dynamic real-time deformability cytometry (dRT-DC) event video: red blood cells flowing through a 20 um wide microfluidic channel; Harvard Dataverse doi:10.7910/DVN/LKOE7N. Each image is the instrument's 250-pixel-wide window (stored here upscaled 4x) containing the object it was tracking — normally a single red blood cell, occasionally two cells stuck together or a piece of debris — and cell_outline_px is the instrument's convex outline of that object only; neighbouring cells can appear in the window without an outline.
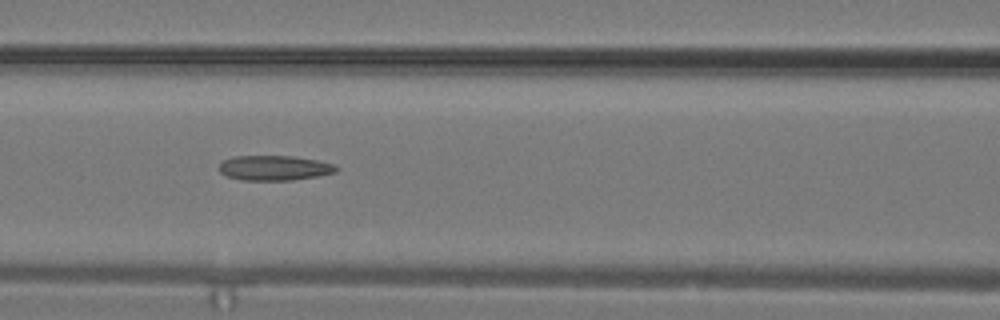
{"species": "common noctule bat (a hibernating species)", "species_latin": "Nyctalus noctula", "temperature_condition": "warm", "stored_images_in_passage": 17, "camera_frame_rate_fps": 3000, "um_per_image_px": 0.085, "animal": {"sex": "male", "body_mass_g": 19.2, "forearm_length_mm": 51.8}, "frame": {"image": 1, "passage_image": 12, "time_ms": 3.667, "image_size_px": [1000, 320], "cell_outline_px": [[340, 168], [336, 172], [316, 176], [292, 180], [240, 180], [228, 176], [220, 172], [216, 168], [224, 160], [232, 156], [292, 156], [316, 160], [336, 164]], "centroid_in_image_um": [23.31, 14.27], "position_along_channel_um": 143.3, "area_um2": 17.11}}
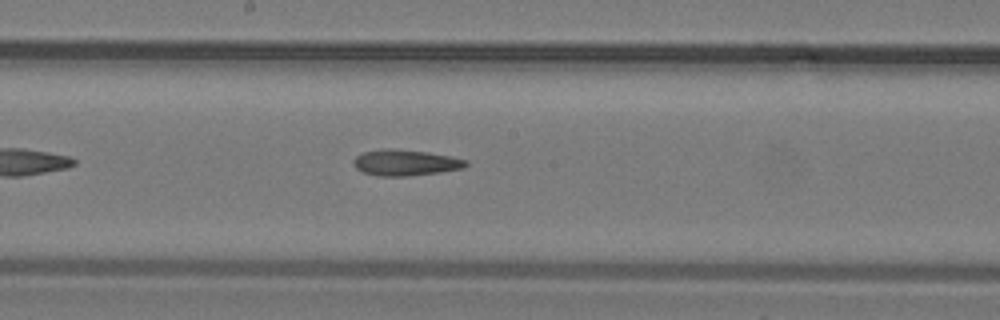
{"frame": {"image": 2, "passage_image": 15, "time_ms": 4.667, "image_size_px": [1000, 320], "cell_outline_px": [[468, 164], [464, 168], [440, 172], [408, 176], [376, 176], [364, 172], [356, 168], [352, 164], [352, 160], [356, 156], [364, 152], [384, 148], [392, 148], [428, 152], [452, 156], [468, 160]], "centroid_in_image_um": [34.46, 13.82], "position_along_channel_um": 213.7, "area_um2": 17.22}}
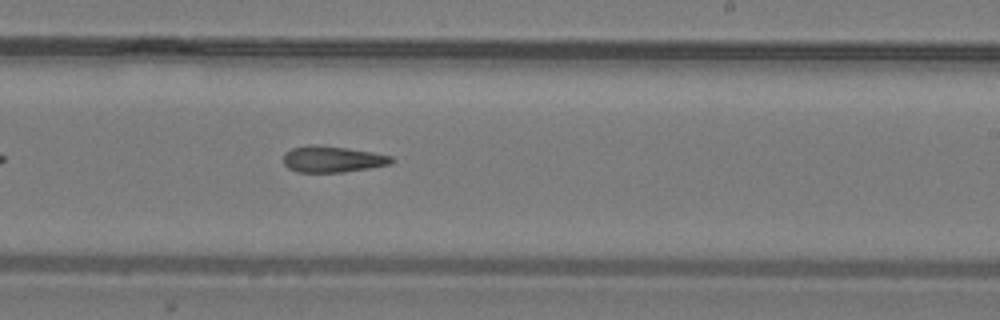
{"frame": {"image": 3, "passage_image": 17, "time_ms": 5.333, "image_size_px": [1000, 320], "cell_outline_px": [[396, 160], [392, 164], [344, 172], [296, 172], [288, 168], [284, 164], [284, 152], [292, 148], [308, 144], [316, 144], [348, 148], [372, 152], [392, 156]], "centroid_in_image_um": [28.26, 13.52], "position_along_channel_um": 260.7, "area_um2": 16.76}}